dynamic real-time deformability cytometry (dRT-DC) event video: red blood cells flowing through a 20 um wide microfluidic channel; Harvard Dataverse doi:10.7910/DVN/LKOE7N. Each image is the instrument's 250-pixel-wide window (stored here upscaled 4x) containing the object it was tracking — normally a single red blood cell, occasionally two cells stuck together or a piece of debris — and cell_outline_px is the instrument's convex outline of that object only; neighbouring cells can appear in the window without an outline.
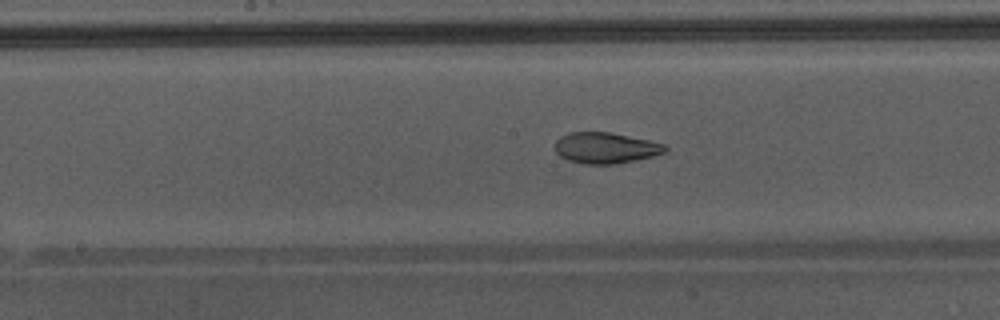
{"species": "Egyptian fruit bat (a non-hibernating species)", "species_latin": "Rousettus aegyptiacus", "temperature_condition": "warm", "stored_images_in_passage": 38, "camera_frame_rate_fps": 3000, "um_per_image_px": 0.085, "animal": {"sex": "male"}, "frame": {"image": 1, "passage_image": 22, "time_ms": 7.0, "image_size_px": [1000, 320], "cell_outline_px": [[668, 148], [664, 152], [652, 156], [616, 164], [584, 164], [568, 160], [560, 156], [556, 152], [556, 140], [560, 136], [568, 132], [608, 132], [648, 140], [664, 144]], "centroid_in_image_um": [51.44, 12.57], "position_along_channel_um": 196.8, "area_um2": 19.71}}
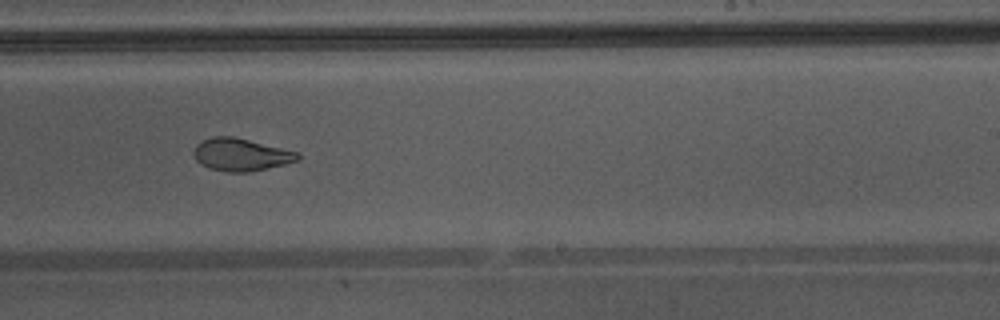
{"frame": {"image": 2, "passage_image": 27, "time_ms": 8.667, "image_size_px": [1000, 320], "cell_outline_px": [[300, 160], [284, 164], [248, 172], [228, 172], [208, 168], [200, 164], [196, 160], [192, 152], [196, 144], [200, 140], [212, 136], [232, 136], [300, 152]], "centroid_in_image_um": [20.45, 13.13], "position_along_channel_um": 268.6, "area_um2": 19.88}, "authors_computed_cell_mechanics": {"area_um2": 21.7906, "velocity_mm_per_s": 4.326, "shape_relaxation_time_tau1_ms": null, "shape_relaxation_time_tau2_ms": 1.1985, "deformation_change_tau1": null, "deformation_change_tau2": 0.0682}}